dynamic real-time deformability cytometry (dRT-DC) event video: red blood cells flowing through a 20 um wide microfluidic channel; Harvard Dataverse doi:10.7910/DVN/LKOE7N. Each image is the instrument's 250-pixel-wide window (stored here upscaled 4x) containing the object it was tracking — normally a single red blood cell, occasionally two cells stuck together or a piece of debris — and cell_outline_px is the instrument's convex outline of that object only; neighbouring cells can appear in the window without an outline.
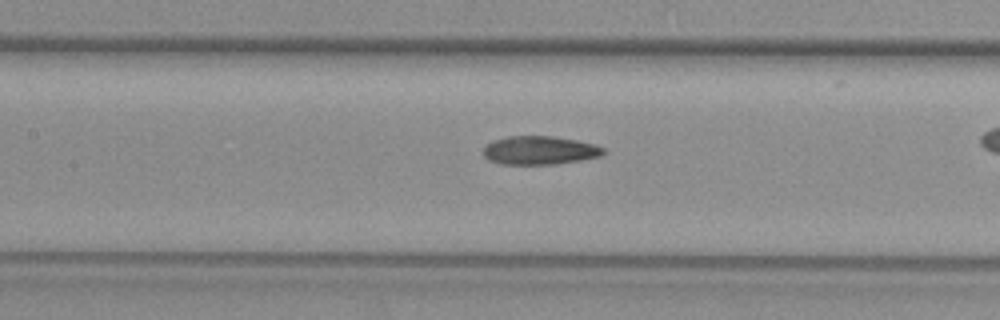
{"species": "common noctule bat (a hibernating species)", "species_latin": "Nyctalus noctula", "temperature_condition": "warm", "stored_images_in_passage": 38, "camera_frame_rate_fps": 3000, "um_per_image_px": 0.085, "animal": {"sex": "female", "body_mass_g": 29.2, "forearm_length_mm": 56.3}, "frame": {"image": 1, "passage_image": 22, "time_ms": 7.0, "image_size_px": [1000, 320], "cell_outline_px": [[604, 152], [600, 156], [580, 160], [556, 164], [500, 164], [488, 160], [484, 156], [484, 144], [492, 140], [508, 136], [552, 136], [576, 140], [596, 144], [604, 148]], "centroid_in_image_um": [45.83, 12.77], "position_along_channel_um": 161.6, "area_um2": 20.06}}